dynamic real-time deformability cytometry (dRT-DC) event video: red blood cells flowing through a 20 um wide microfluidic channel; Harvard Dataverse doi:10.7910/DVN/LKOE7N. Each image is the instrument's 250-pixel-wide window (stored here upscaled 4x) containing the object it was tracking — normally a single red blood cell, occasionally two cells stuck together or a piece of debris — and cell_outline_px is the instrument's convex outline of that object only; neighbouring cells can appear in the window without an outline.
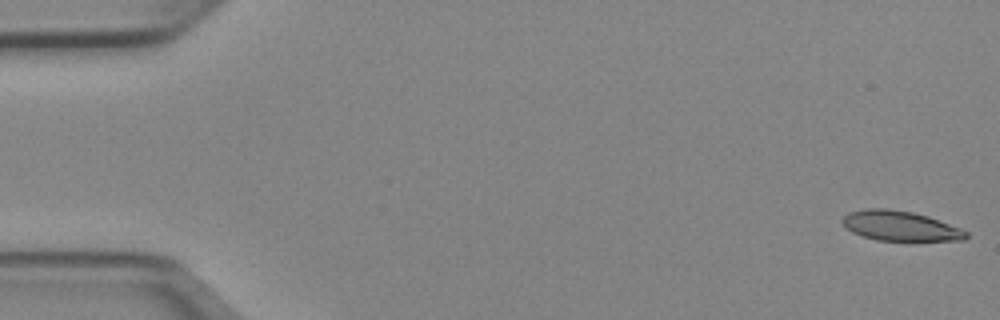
{"species": "Egyptian fruit bat (a non-hibernating species)", "species_latin": "Rousettus aegyptiacus", "temperature_condition": "cold", "stored_images_in_passage": 51, "camera_frame_rate_fps": 3000, "um_per_image_px": 0.085, "animal": {"sex": "female"}, "frame": {"image": 1, "passage_image": 1, "time_ms": 0.0, "image_size_px": [1000, 320], "cell_outline_px": [[968, 236], [964, 240], [876, 240], [852, 232], [844, 228], [840, 220], [848, 212], [864, 208], [888, 208], [912, 212], [928, 216], [960, 228], [968, 232]], "centroid_in_image_um": [76.46, 19.19], "position_along_channel_um": 8.5, "area_um2": 21.56}}
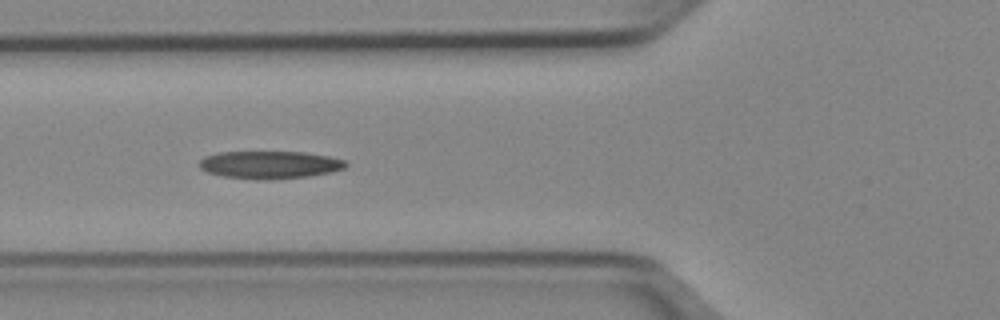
{"frame": {"image": 2, "passage_image": 19, "time_ms": 6.0, "image_size_px": [1000, 320], "cell_outline_px": [[348, 164], [344, 168], [332, 172], [308, 176], [268, 180], [256, 180], [224, 176], [208, 172], [200, 168], [200, 160], [204, 156], [220, 152], [304, 152], [328, 156], [344, 160]], "centroid_in_image_um": [22.93, 14.01], "position_along_channel_um": 102.9, "area_um2": 23.58}}
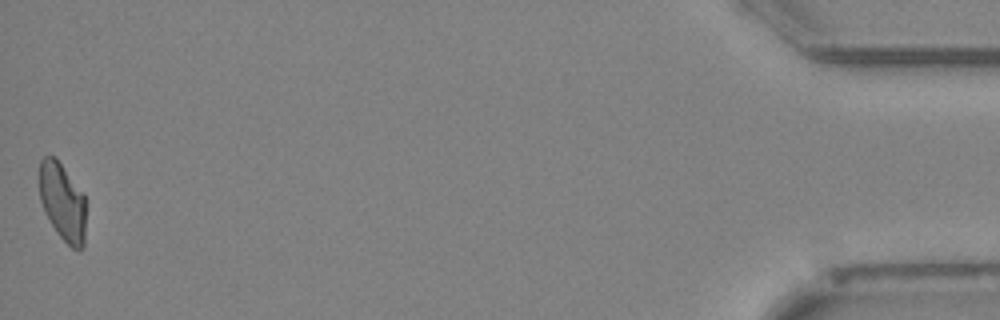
{"frame": {"image": 3, "passage_image": 51, "time_ms": 16.667, "image_size_px": [1000, 320], "cell_outline_px": [[84, 244], [80, 252], [72, 248], [56, 232], [44, 212], [40, 200], [40, 160], [44, 156], [56, 156], [84, 196]], "centroid_in_image_um": [5.29, 17.17], "position_along_channel_um": 429.9, "area_um2": 20.87}, "authors_computed_cell_mechanics": {"area_um2": 22.6576, "velocity_mm_per_s": 3.9455, "shape_relaxation_time_tau1_ms": 6.5837, "shape_relaxation_time_tau2_ms": null, "deformation_change_tau1": 0.1851, "deformation_change_tau2": null}}